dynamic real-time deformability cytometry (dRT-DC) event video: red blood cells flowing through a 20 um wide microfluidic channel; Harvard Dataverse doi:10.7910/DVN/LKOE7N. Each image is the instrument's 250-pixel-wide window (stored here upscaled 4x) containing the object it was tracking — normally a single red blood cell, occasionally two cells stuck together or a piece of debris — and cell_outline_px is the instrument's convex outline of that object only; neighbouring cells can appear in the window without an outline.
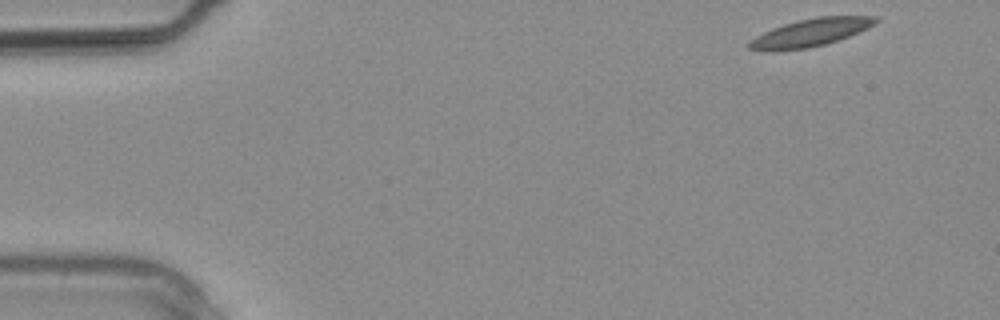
{"species": "common noctule bat (a hibernating species)", "species_latin": "Nyctalus noctula", "temperature_condition": "warm", "stored_images_in_passage": 7, "camera_frame_rate_fps": 3000, "um_per_image_px": 0.085, "animal": {"sex": "male", "body_mass_g": 20.4}, "frame": {"image": 1, "passage_image": 1, "time_ms": 0.0, "image_size_px": [1000, 320], "cell_outline_px": [[880, 20], [876, 24], [868, 28], [848, 36], [824, 44], [804, 48], [772, 52], [764, 52], [748, 48], [748, 44], [756, 36], [772, 28], [784, 24], [816, 16], [876, 16]], "centroid_in_image_um": [68.89, 2.77], "position_along_channel_um": 16.1, "area_um2": 20.35}}
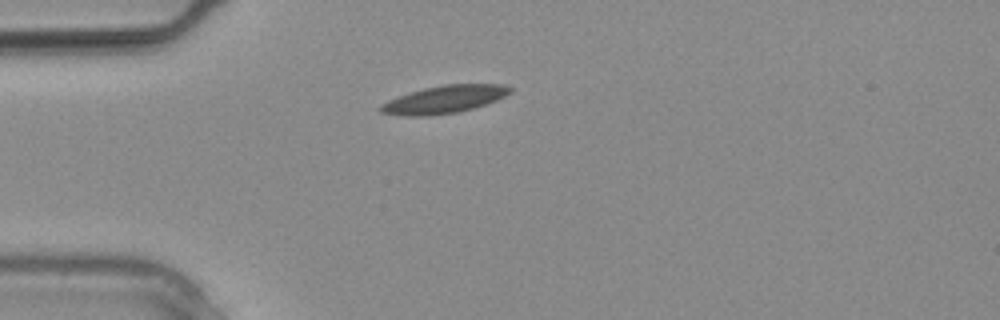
{"frame": {"image": 2, "passage_image": 6, "time_ms": 1.667, "image_size_px": [1000, 320], "cell_outline_px": [[512, 92], [496, 100], [472, 108], [456, 112], [424, 116], [404, 116], [380, 112], [376, 108], [380, 104], [388, 100], [424, 88], [444, 84], [504, 84], [512, 88]], "centroid_in_image_um": [37.74, 8.44], "position_along_channel_um": 47.3, "area_um2": 20.69}}